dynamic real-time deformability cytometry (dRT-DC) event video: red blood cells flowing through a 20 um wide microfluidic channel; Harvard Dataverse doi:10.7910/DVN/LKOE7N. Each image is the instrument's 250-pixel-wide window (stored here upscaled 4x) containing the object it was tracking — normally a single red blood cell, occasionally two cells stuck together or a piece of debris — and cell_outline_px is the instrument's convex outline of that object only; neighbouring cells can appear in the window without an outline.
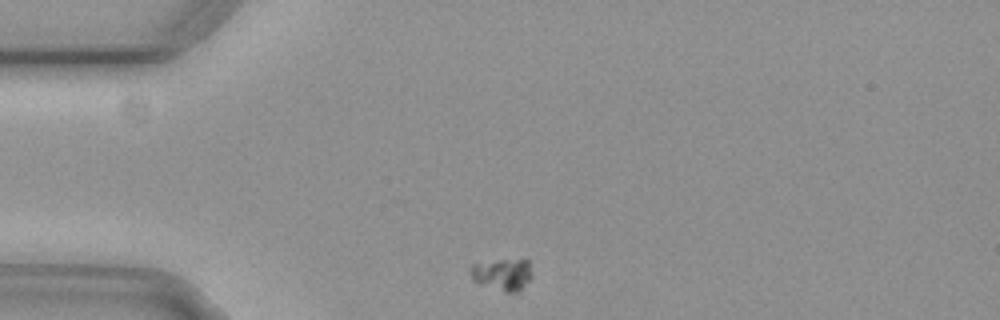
{"species": "common noctule bat (a hibernating species)", "species_latin": "Nyctalus noctula", "temperature_condition": "cold", "stored_images_in_passage": 46, "segment_of_instrument_passage": [1, 2], "camera_frame_rate_fps": 3000, "um_per_image_px": 0.085, "animal": {"sex": "female", "body_mass_g": 29.2, "forearm_length_mm": 56.3}, "frame": {"image": 1, "passage_image": 1, "time_ms": 0.0, "image_size_px": [1000, 320], "cell_outline_px": [[528, 280], [520, 292], [504, 292], [480, 284], [472, 280], [468, 268], [472, 264], [500, 260], [528, 260]], "centroid_in_image_um": [42.61, 23.35], "position_along_channel_um": 42.4, "area_um2": 11.16}}
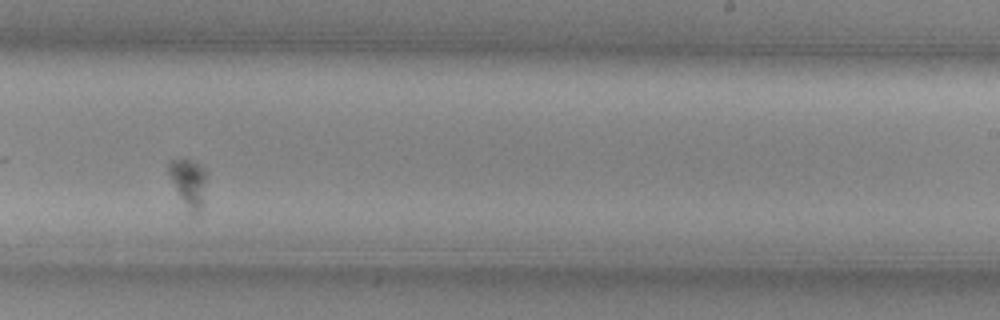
{"frame": {"image": 2, "passage_image": 23, "time_ms": 7.333, "image_size_px": [1000, 320], "cell_outline_px": [[204, 200], [196, 216], [192, 216], [180, 196], [168, 172], [168, 164], [172, 160], [192, 160], [200, 164], [204, 168]], "centroid_in_image_um": [16.04, 15.55], "position_along_channel_um": 273.0, "area_um2": 10.12}}
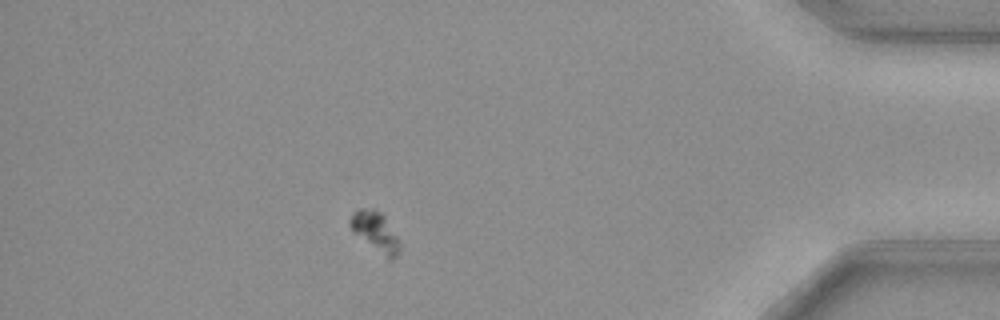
{"frame": {"image": 3, "passage_image": 38, "time_ms": 12.333, "image_size_px": [1000, 320], "cell_outline_px": [[400, 248], [396, 256], [392, 260], [388, 260], [352, 232], [348, 224], [348, 220], [352, 212], [356, 208], [372, 208], [380, 212], [384, 216], [400, 240]], "centroid_in_image_um": [31.87, 19.68], "position_along_channel_um": 403.3, "area_um2": 11.79}}